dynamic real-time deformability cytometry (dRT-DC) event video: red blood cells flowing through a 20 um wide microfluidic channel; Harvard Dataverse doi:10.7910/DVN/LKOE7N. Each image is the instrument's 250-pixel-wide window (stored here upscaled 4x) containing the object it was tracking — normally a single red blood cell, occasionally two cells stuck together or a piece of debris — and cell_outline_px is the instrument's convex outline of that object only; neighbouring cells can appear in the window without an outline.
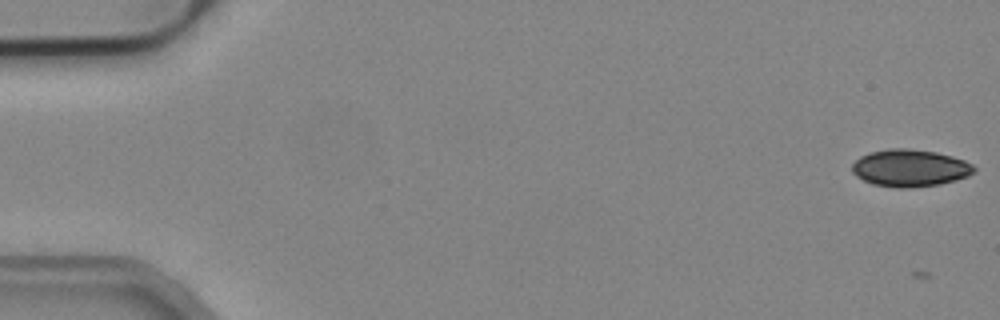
{"species": "common noctule bat (a hibernating species)", "species_latin": "Nyctalus noctula", "temperature_condition": "cold", "stored_images_in_passage": 13, "camera_frame_rate_fps": 3000, "um_per_image_px": 0.085, "animal": {"sex": "male", "body_mass_g": 19.2, "forearm_length_mm": 51.8}, "frame": {"image": 1, "passage_image": 1, "time_ms": 0.0, "image_size_px": [1000, 320], "cell_outline_px": [[976, 172], [968, 176], [956, 180], [940, 184], [912, 188], [900, 188], [872, 184], [856, 176], [852, 172], [852, 164], [860, 156], [872, 152], [888, 148], [908, 148], [936, 152], [952, 156], [964, 160], [972, 164], [976, 168]], "centroid_in_image_um": [77.37, 14.28], "position_along_channel_um": 7.6, "area_um2": 26.59}}